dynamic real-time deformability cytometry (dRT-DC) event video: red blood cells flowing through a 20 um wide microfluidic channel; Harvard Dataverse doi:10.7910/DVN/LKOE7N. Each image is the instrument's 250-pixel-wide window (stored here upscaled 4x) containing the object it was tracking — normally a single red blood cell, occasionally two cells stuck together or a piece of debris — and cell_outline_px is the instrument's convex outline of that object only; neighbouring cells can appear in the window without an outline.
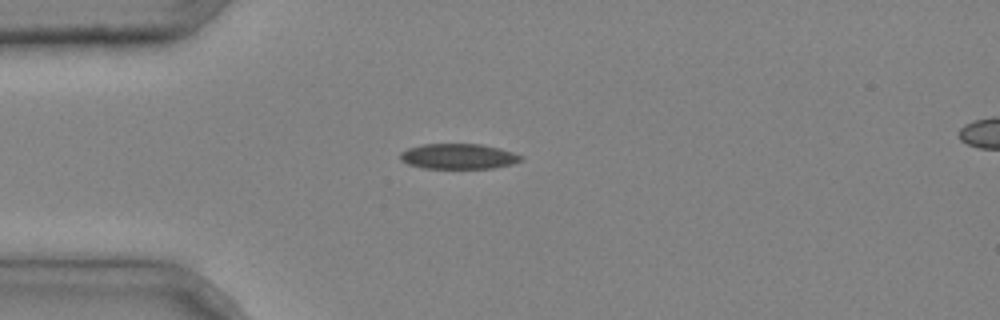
{"species": "common noctule bat (a hibernating species)", "species_latin": "Nyctalus noctula", "temperature_condition": "cold", "stored_images_in_passage": 2, "camera_frame_rate_fps": 3000, "um_per_image_px": 0.085, "animal": {"sex": "male", "body_mass_g": 20.4}, "frame": {"image": 1, "passage_image": 1, "time_ms": 0.0, "image_size_px": [1000, 320], "cell_outline_px": [[524, 160], [512, 164], [492, 168], [424, 168], [408, 164], [400, 160], [400, 152], [408, 148], [424, 144], [480, 144], [500, 148], [524, 156]], "centroid_in_image_um": [38.98, 13.29], "position_along_channel_um": 46.0, "area_um2": 17.86}}